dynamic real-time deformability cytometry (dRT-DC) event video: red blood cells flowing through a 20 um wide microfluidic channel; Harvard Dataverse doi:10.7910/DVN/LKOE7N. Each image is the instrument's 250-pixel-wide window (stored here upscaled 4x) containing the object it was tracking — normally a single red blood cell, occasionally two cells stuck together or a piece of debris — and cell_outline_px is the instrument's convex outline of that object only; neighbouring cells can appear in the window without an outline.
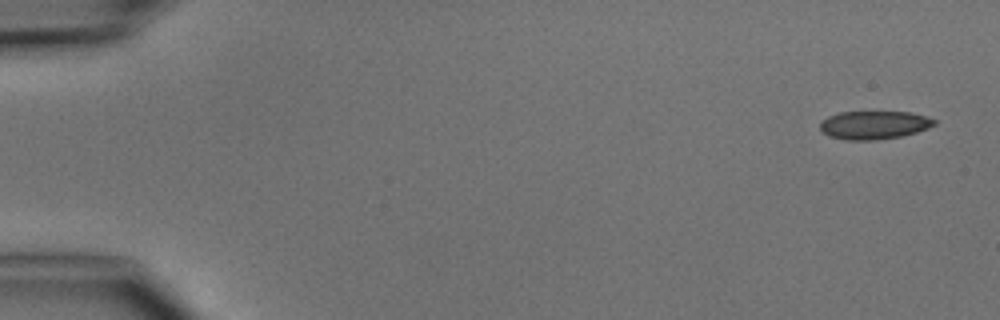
{"species": "common noctule bat (a hibernating species)", "species_latin": "Nyctalus noctula", "temperature_condition": "cold", "stored_images_in_passage": 5, "camera_frame_rate_fps": 3000, "um_per_image_px": 0.085, "animal": {"sex": "male", "body_mass_g": 15.6}, "frame": {"image": 1, "passage_image": 1, "time_ms": 0.0, "image_size_px": [1000, 320], "cell_outline_px": [[936, 124], [928, 128], [916, 132], [900, 136], [872, 140], [844, 140], [828, 136], [820, 128], [820, 120], [828, 116], [840, 112], [908, 112], [928, 116], [936, 120]], "centroid_in_image_um": [74.28, 10.62], "position_along_channel_um": 10.7, "area_um2": 18.84}}
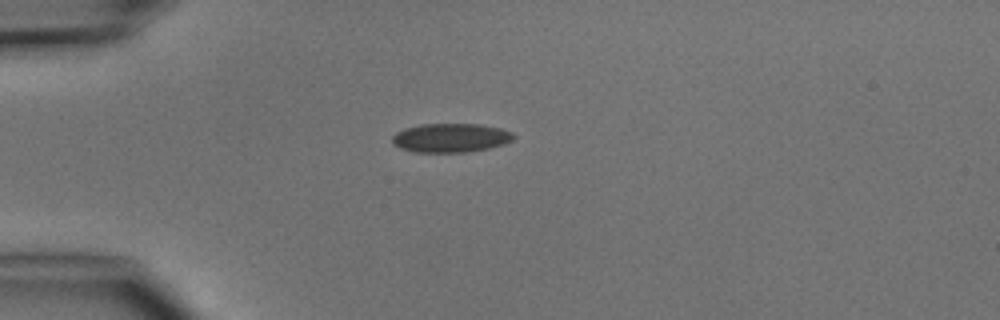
{"frame": {"image": 2, "passage_image": 4, "time_ms": 3.667, "image_size_px": [1000, 320], "cell_outline_px": [[516, 136], [512, 140], [504, 144], [488, 148], [464, 152], [416, 152], [400, 148], [392, 144], [392, 136], [396, 132], [404, 128], [420, 124], [480, 124], [500, 128], [512, 132]], "centroid_in_image_um": [38.29, 11.71], "position_along_channel_um": 46.7, "area_um2": 20.52}}